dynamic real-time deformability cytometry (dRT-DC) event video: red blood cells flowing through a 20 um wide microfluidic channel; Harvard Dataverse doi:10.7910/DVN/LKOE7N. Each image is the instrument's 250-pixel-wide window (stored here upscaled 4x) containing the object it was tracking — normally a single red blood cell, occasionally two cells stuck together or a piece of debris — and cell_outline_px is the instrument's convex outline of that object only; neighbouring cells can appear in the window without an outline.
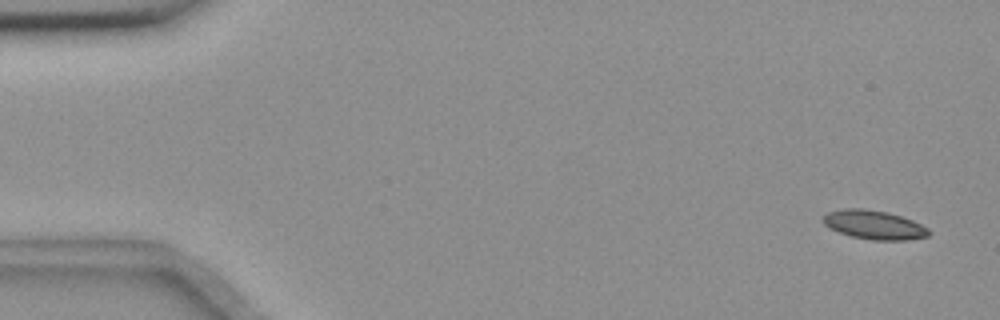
{"species": "common noctule bat (a hibernating species)", "species_latin": "Nyctalus noctula", "temperature_condition": "room temperature", "stored_images_in_passage": 9, "camera_frame_rate_fps": 3000, "um_per_image_px": 0.085, "animal": {"sex": "female", "body_mass_g": 18.4}, "frame": {"image": 1, "passage_image": 1, "time_ms": 0.0, "image_size_px": [1000, 320], "cell_outline_px": [[932, 232], [928, 236], [908, 240], [872, 240], [852, 236], [828, 228], [820, 220], [828, 212], [844, 208], [864, 208], [888, 212], [912, 220], [928, 228]], "centroid_in_image_um": [74.29, 19.1], "position_along_channel_um": 10.7, "area_um2": 17.92}}
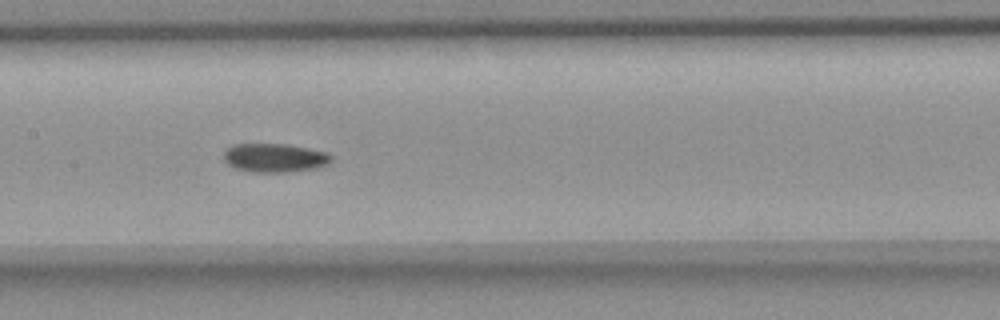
{"frame": {"image": 2, "passage_image": 8, "time_ms": 8.333, "image_size_px": [1000, 320], "cell_outline_px": [[332, 160], [328, 164], [316, 168], [288, 172], [252, 172], [236, 168], [228, 164], [224, 160], [224, 152], [228, 148], [236, 144], [284, 144], [328, 152], [332, 156]], "centroid_in_image_um": [23.37, 13.42], "position_along_channel_um": 184.0, "area_um2": 17.92}}
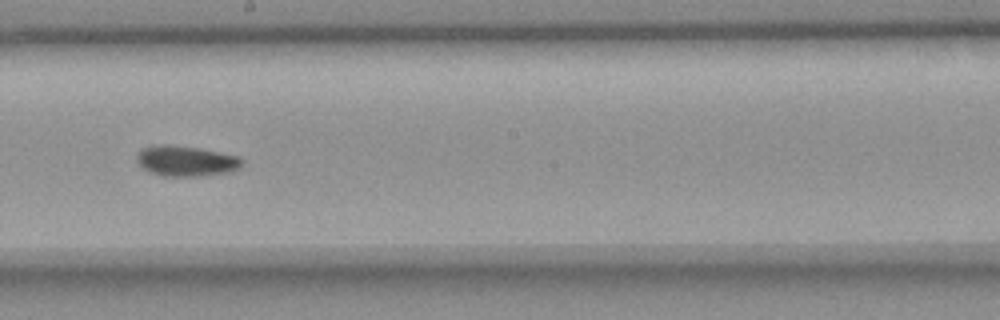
{"frame": {"image": 3, "passage_image": 9, "time_ms": 9.667, "image_size_px": [1000, 320], "cell_outline_px": [[244, 160], [240, 168], [232, 172], [196, 176], [164, 176], [152, 172], [144, 168], [136, 160], [136, 156], [140, 148], [152, 144], [172, 144], [200, 148], [240, 156]], "centroid_in_image_um": [15.83, 13.66], "position_along_channel_um": 232.4, "area_um2": 19.02}}